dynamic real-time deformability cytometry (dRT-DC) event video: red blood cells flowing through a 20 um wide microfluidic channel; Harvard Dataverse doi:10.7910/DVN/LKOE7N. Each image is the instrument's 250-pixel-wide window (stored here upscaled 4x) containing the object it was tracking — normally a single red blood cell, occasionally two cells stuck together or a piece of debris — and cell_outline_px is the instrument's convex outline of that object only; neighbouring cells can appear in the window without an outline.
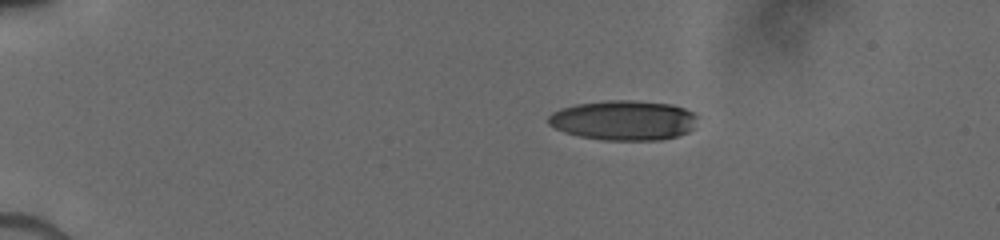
{"species": "human", "species_latin": "Homo sapiens", "temperature_condition": "cold", "stored_images_in_passage": 43, "camera_frame_rate_fps": 3000, "um_per_image_px": 0.085, "donor": {"sex": "male"}, "frame": {"image": 1, "passage_image": 8, "time_ms": 3.333, "image_size_px": [1000, 240], "cell_outline_px": [[700, 116], [692, 128], [688, 132], [676, 136], [660, 140], [604, 140], [580, 136], [564, 132], [548, 124], [548, 116], [552, 112], [560, 108], [576, 104], [608, 100], [632, 100], [672, 104], [684, 108]], "centroid_in_image_um": [53.02, 10.22], "position_along_channel_um": 32.0, "area_um2": 34.8}}
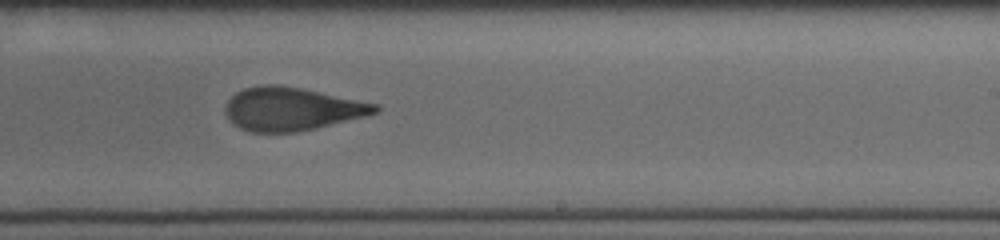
{"frame": {"image": 2, "passage_image": 29, "time_ms": 11.0, "image_size_px": [1000, 240], "cell_outline_px": [[380, 108], [376, 112], [364, 116], [316, 128], [292, 132], [248, 132], [240, 128], [224, 112], [224, 108], [228, 100], [236, 92], [244, 88], [264, 84], [276, 84], [300, 88], [380, 104]], "centroid_in_image_um": [24.78, 9.25], "position_along_channel_um": 264.2, "area_um2": 37.4}}
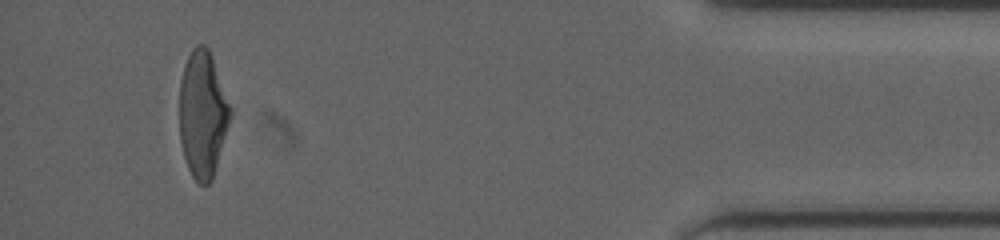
{"frame": {"image": 3, "passage_image": 42, "time_ms": 16.0, "image_size_px": [1000, 240], "cell_outline_px": [[232, 116], [212, 180], [208, 184], [200, 184], [192, 176], [188, 168], [184, 156], [180, 140], [180, 80], [184, 64], [192, 48], [196, 44], [204, 44], [208, 48], [232, 108]], "centroid_in_image_um": [17.23, 9.7], "position_along_channel_um": 418.0, "area_um2": 37.57}}